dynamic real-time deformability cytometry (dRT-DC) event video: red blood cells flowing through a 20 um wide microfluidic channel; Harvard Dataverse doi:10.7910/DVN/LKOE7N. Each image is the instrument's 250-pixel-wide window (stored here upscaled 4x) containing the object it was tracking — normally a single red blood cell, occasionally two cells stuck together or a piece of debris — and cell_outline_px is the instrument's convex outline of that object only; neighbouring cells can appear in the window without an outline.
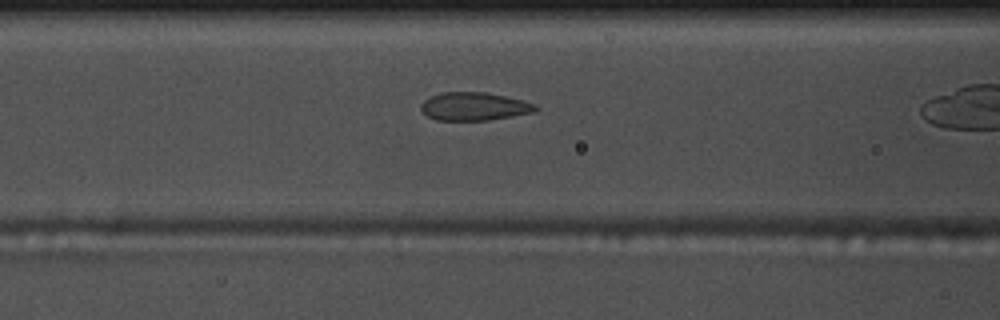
{"species": "common noctule bat (a hibernating species)", "species_latin": "Nyctalus noctula", "temperature_condition": "warm", "stored_images_in_passage": 31, "camera_frame_rate_fps": 3000, "um_per_image_px": 0.085, "animal": {"sex": "male", "body_mass_g": 17.5, "forearm_length_mm": 52.3}, "frame": {"image": 1, "passage_image": 10, "time_ms": 3.0, "image_size_px": [1000, 320], "cell_outline_px": [[540, 108], [532, 112], [512, 116], [488, 120], [436, 120], [428, 116], [420, 108], [420, 104], [428, 96], [440, 92], [484, 92], [504, 96], [536, 104]], "centroid_in_image_um": [40.26, 9.04], "position_along_channel_um": 126.3, "area_um2": 18.73}}
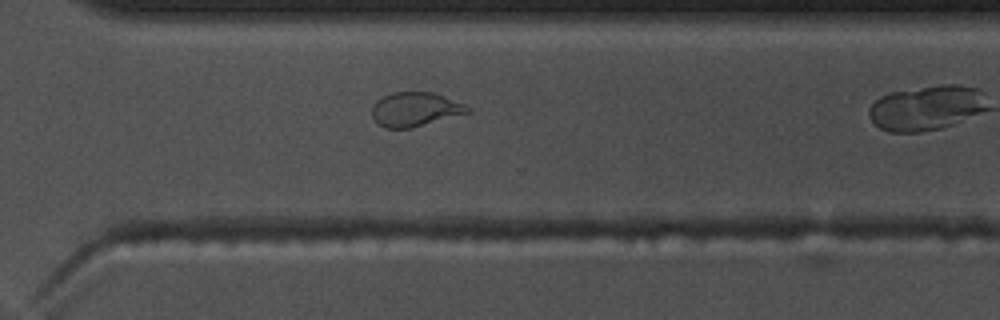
{"frame": {"image": 2, "passage_image": 27, "time_ms": 8.667, "image_size_px": [1000, 320], "cell_outline_px": [[472, 112], [412, 128], [384, 128], [372, 116], [372, 104], [376, 100], [392, 92], [436, 92], [464, 104], [472, 108]], "centroid_in_image_um": [35.32, 9.29], "position_along_channel_um": 335.3, "area_um2": 19.25}}